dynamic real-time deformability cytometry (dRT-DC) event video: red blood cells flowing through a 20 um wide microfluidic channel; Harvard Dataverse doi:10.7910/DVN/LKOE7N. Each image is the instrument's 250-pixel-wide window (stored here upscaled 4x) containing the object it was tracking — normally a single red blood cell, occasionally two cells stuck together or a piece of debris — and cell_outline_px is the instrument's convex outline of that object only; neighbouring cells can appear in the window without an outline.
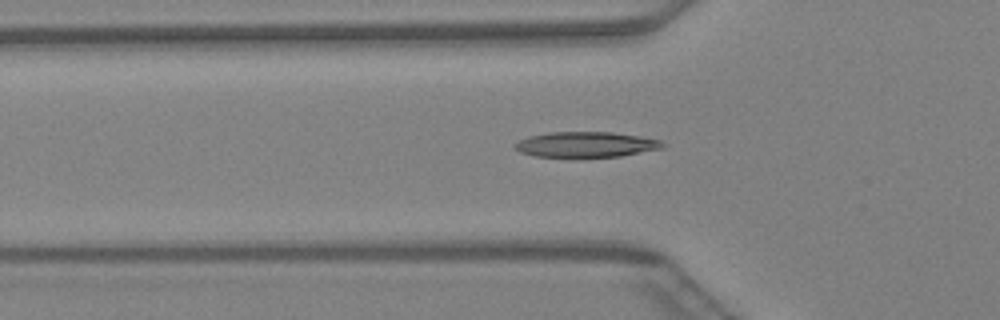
{"species": "Egyptian fruit bat (a non-hibernating species)", "species_latin": "Rousettus aegyptiacus", "temperature_condition": "warm", "stored_images_in_passage": 46, "camera_frame_rate_fps": 3000, "um_per_image_px": 0.085, "animal": {"sex": "female"}, "frame": {"image": 1, "passage_image": 16, "time_ms": 5.0, "image_size_px": [1000, 320], "cell_outline_px": [[668, 144], [664, 148], [620, 156], [572, 160], [536, 156], [520, 152], [512, 148], [512, 144], [516, 140], [528, 136], [548, 132], [612, 132], [660, 140]], "centroid_in_image_um": [49.72, 12.33], "position_along_channel_um": 76.1, "area_um2": 23.06}}
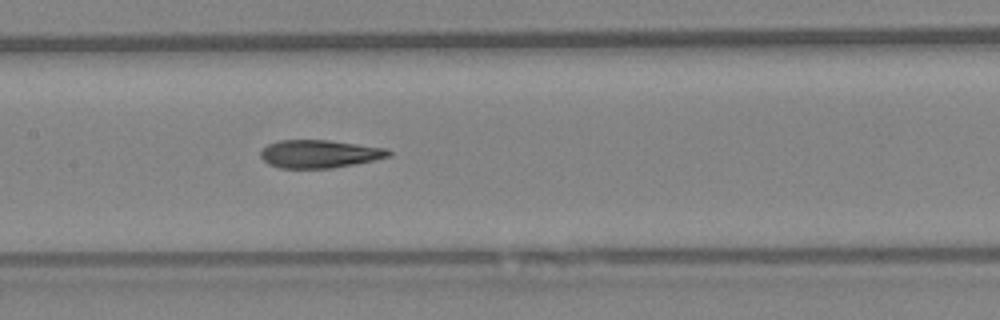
{"frame": {"image": 2, "passage_image": 23, "time_ms": 7.333, "image_size_px": [1000, 320], "cell_outline_px": [[392, 156], [352, 164], [328, 168], [280, 168], [268, 164], [260, 156], [260, 152], [268, 144], [280, 140], [328, 140], [388, 148], [392, 152]], "centroid_in_image_um": [27.16, 13.07], "position_along_channel_um": 180.2, "area_um2": 20.75}}
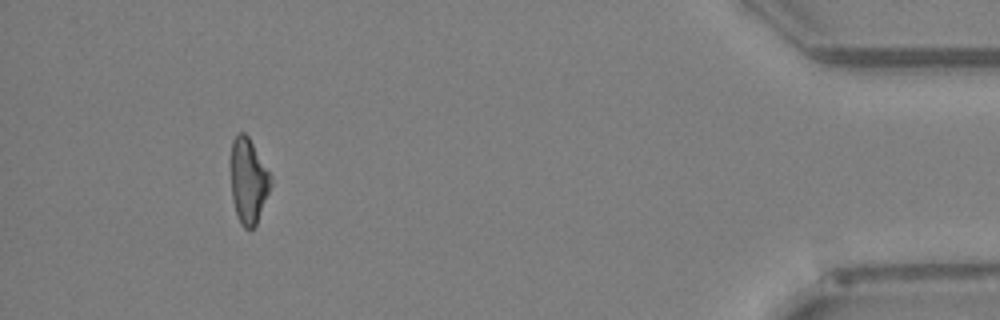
{"frame": {"image": 3, "passage_image": 43, "time_ms": 14.0, "image_size_px": [1000, 320], "cell_outline_px": [[272, 184], [256, 224], [248, 232], [240, 224], [232, 200], [232, 140], [240, 132], [244, 132], [248, 136], [268, 172]], "centroid_in_image_um": [21.11, 15.43], "position_along_channel_um": 414.1, "area_um2": 19.25}}